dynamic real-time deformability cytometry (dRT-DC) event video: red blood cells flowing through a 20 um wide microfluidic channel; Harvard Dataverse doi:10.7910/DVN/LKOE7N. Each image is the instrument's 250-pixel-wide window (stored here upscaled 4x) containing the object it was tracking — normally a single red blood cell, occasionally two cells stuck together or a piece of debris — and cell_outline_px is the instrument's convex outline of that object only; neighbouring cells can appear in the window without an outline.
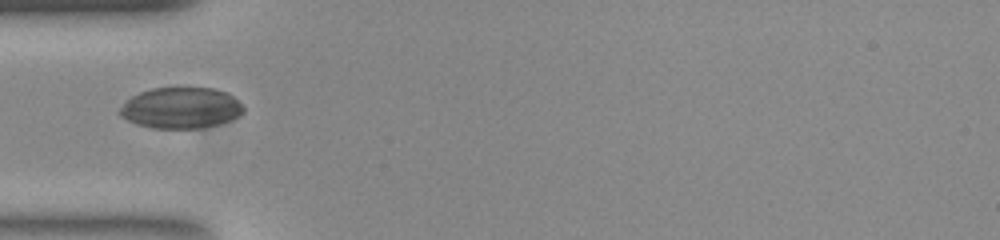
{"species": "common noctule bat (a hibernating species)", "species_latin": "Nyctalus noctula", "temperature_condition": "room temperature", "stored_images_in_passage": 23, "camera_frame_rate_fps": 3000, "um_per_image_px": 0.085, "animal": {"sex": "female", "body_mass_g": 23.0, "forearm_length_mm": 53.4}, "frame": {"image": 1, "passage_image": 1, "time_ms": 0.0, "image_size_px": [1000, 240], "cell_outline_px": [[244, 112], [240, 116], [220, 124], [200, 128], [152, 128], [136, 124], [120, 116], [116, 112], [124, 100], [140, 92], [152, 88], [216, 88], [228, 92], [244, 108]], "centroid_in_image_um": [15.35, 9.17], "position_along_channel_um": 69.7, "area_um2": 29.88}}